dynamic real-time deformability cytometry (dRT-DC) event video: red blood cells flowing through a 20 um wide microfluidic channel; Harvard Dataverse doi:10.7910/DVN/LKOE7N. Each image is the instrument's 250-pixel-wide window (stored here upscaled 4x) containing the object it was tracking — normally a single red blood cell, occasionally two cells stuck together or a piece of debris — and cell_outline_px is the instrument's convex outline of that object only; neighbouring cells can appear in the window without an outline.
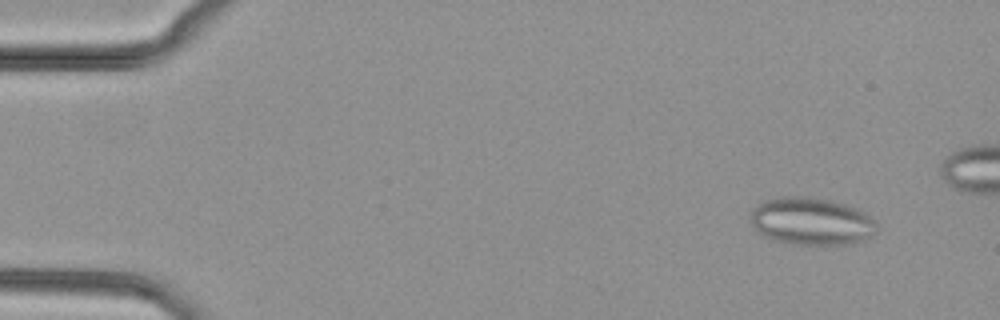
{"species": "common noctule bat (a hibernating species)", "species_latin": "Nyctalus noctula", "temperature_condition": "cold", "stored_images_in_passage": 40, "segment_of_instrument_passage": [1, 2], "camera_frame_rate_fps": 3000, "um_per_image_px": 0.085, "animal": {"sex": "female", "body_mass_g": 29.2, "forearm_length_mm": 56.3}, "frame": {"image": 1, "passage_image": 5, "time_ms": 1.333, "image_size_px": [1000, 320], "cell_outline_px": [[876, 232], [872, 236], [864, 240], [844, 244], [792, 244], [776, 240], [760, 232], [748, 220], [748, 212], [764, 200], [780, 196], [808, 196], [832, 200], [848, 204], [864, 212], [876, 224]], "centroid_in_image_um": [68.94, 18.78], "position_along_channel_um": 16.1, "area_um2": 35.03}}